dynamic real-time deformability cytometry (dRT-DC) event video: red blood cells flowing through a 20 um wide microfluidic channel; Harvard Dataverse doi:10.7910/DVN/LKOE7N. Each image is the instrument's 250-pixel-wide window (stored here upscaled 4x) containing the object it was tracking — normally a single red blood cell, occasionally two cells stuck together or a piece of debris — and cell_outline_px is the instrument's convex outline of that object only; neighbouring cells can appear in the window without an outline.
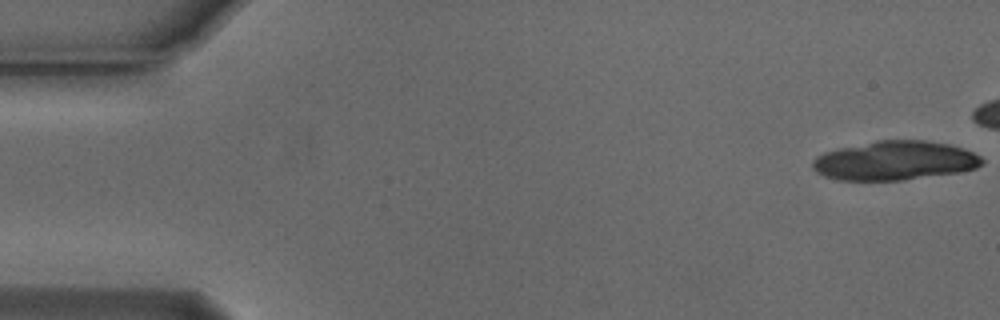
{"species": "Egyptian fruit bat (a non-hibernating species)", "species_latin": "Rousettus aegyptiacus", "temperature_condition": "cold", "stored_images_in_passage": 20, "camera_frame_rate_fps": 3000, "um_per_image_px": 0.085, "animal": {"sex": "male"}, "frame": {"image": 1, "passage_image": 1, "time_ms": 0.0, "image_size_px": [1000, 320], "cell_outline_px": [[984, 164], [976, 168], [956, 172], [904, 180], [840, 180], [824, 176], [816, 172], [812, 168], [812, 160], [816, 156], [824, 152], [840, 148], [876, 140], [924, 140], [948, 144], [972, 152], [980, 156], [984, 160]], "centroid_in_image_um": [76.03, 13.65], "position_along_channel_um": 9.0, "area_um2": 38.49}}